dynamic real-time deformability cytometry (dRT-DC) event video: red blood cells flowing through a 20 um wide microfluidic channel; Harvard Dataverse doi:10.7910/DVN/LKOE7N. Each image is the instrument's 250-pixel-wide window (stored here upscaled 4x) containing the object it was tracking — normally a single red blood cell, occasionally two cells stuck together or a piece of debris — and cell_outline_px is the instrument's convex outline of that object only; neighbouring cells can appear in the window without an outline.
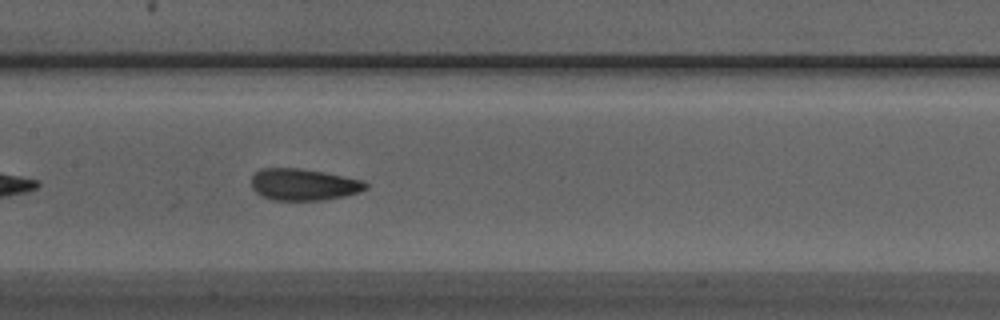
{"species": "Egyptian fruit bat (a non-hibernating species)", "species_latin": "Rousettus aegyptiacus", "temperature_condition": "warm", "stored_images_in_passage": 37, "camera_frame_rate_fps": 3000, "um_per_image_px": 0.085, "animal": {"sex": "male"}, "frame": {"image": 1, "passage_image": 11, "time_ms": 3.333, "image_size_px": [1000, 320], "cell_outline_px": [[368, 188], [360, 192], [344, 196], [324, 200], [272, 200], [260, 196], [252, 188], [252, 176], [260, 168], [300, 168], [324, 172], [364, 180], [368, 184]], "centroid_in_image_um": [25.82, 15.69], "position_along_channel_um": 181.6, "area_um2": 21.33}}